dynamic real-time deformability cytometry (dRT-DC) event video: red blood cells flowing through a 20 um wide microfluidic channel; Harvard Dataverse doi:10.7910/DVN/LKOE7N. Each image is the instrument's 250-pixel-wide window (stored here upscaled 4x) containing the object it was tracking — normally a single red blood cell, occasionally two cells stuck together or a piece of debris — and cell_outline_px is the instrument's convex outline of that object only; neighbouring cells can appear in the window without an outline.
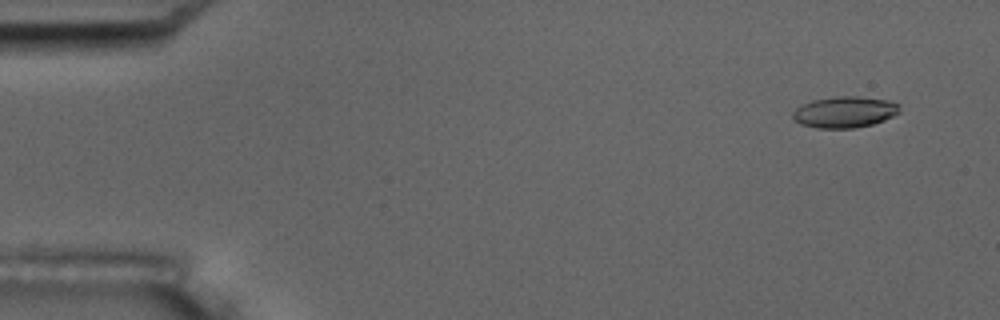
{"species": "common noctule bat (a hibernating species)", "species_latin": "Nyctalus noctula", "temperature_condition": "room temperature", "stored_images_in_passage": 7, "camera_frame_rate_fps": 3000, "um_per_image_px": 0.085, "animal": {"sex": "male", "body_mass_g": 17.5, "forearm_length_mm": 52.3}, "frame": {"image": 1, "passage_image": 2, "time_ms": 1.0, "image_size_px": [1000, 320], "cell_outline_px": [[900, 112], [884, 120], [872, 124], [852, 128], [816, 128], [800, 124], [792, 116], [792, 112], [796, 108], [812, 100], [836, 96], [856, 96], [888, 100], [900, 104]], "centroid_in_image_um": [71.8, 9.52], "position_along_channel_um": 13.2, "area_um2": 19.42}}